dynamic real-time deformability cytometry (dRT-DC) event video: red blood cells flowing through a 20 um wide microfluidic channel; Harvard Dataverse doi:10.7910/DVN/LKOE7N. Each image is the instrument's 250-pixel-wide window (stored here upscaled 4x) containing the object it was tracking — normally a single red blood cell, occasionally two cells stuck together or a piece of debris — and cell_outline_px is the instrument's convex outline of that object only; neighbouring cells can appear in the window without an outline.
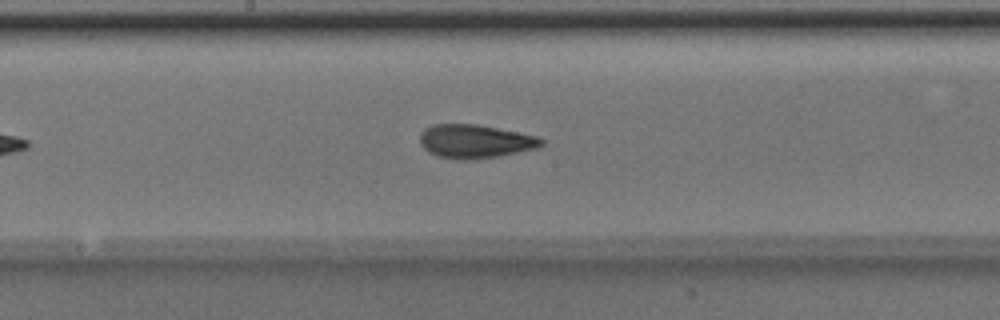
{"species": "Egyptian fruit bat (a non-hibernating species)", "species_latin": "Rousettus aegyptiacus", "temperature_condition": "room temperature", "stored_images_in_passage": 39, "camera_frame_rate_fps": 3000, "um_per_image_px": 0.085, "animal": {"sex": "male"}, "frame": {"image": 1, "passage_image": 17, "time_ms": 5.333, "image_size_px": [1000, 320], "cell_outline_px": [[544, 144], [536, 148], [496, 156], [464, 160], [460, 160], [436, 156], [428, 152], [420, 144], [420, 132], [424, 128], [432, 124], [476, 124], [536, 136], [544, 140]], "centroid_in_image_um": [40.31, 12.01], "position_along_channel_um": 207.9, "area_um2": 23.58}}
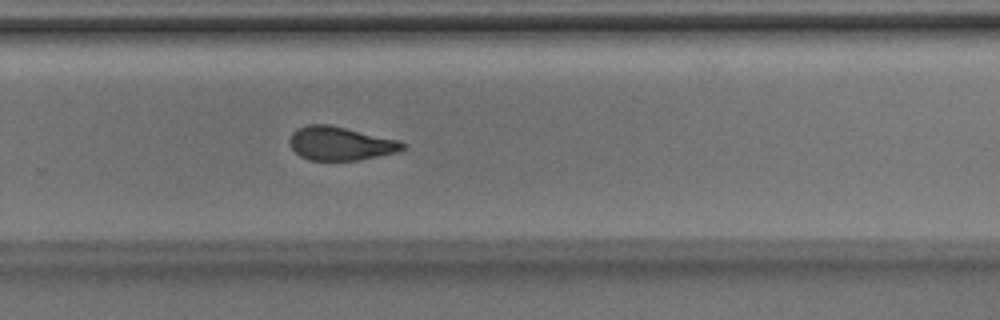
{"frame": {"image": 2, "passage_image": 24, "time_ms": 7.667, "image_size_px": [1000, 320], "cell_outline_px": [[408, 144], [404, 148], [396, 152], [356, 160], [308, 160], [300, 156], [292, 148], [288, 140], [292, 132], [296, 128], [308, 124], [328, 124], [400, 140]], "centroid_in_image_um": [28.91, 12.18], "position_along_channel_um": 300.9, "area_um2": 22.14}}
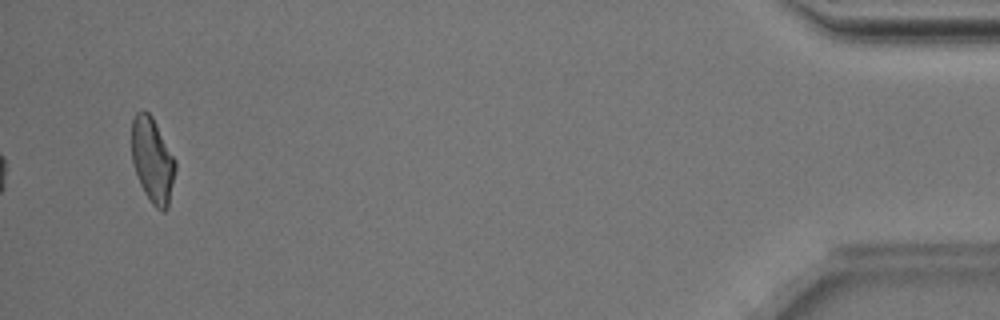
{"frame": {"image": 3, "passage_image": 39, "time_ms": 12.667, "image_size_px": [1000, 320], "cell_outline_px": [[176, 168], [168, 208], [164, 212], [156, 208], [152, 204], [144, 192], [140, 184], [132, 164], [132, 120], [136, 112], [148, 112], [152, 116], [176, 160]], "centroid_in_image_um": [12.97, 13.64], "position_along_channel_um": 422.2, "area_um2": 21.68}, "authors_computed_cell_mechanics": {"area_um2": 23.0044, "velocity_mm_per_s": 4.0216, "shape_relaxation_time_tau1_ms": 4.1767, "shape_relaxation_time_tau2_ms": 2.1124, "deformation_change_tau1": 0.1493, "deformation_change_tau2": 0.0868}}